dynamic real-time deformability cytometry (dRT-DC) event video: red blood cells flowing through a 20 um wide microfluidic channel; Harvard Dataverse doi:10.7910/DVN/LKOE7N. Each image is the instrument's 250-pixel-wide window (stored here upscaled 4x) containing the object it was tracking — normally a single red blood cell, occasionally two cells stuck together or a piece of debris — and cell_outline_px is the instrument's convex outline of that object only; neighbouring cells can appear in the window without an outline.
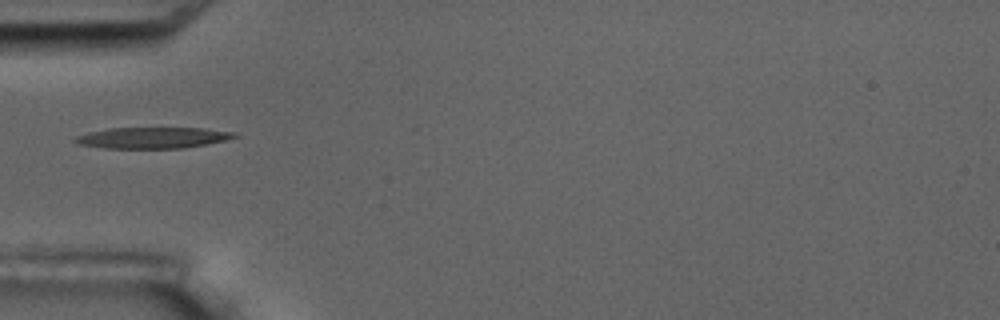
{"species": "common noctule bat (a hibernating species)", "species_latin": "Nyctalus noctula", "temperature_condition": "room temperature", "stored_images_in_passage": 3, "camera_frame_rate_fps": 3000, "um_per_image_px": 0.085, "animal": {"sex": "male", "body_mass_g": 17.5, "forearm_length_mm": 52.3}, "frame": {"image": 1, "passage_image": 1, "time_ms": 0.0, "image_size_px": [1000, 320], "cell_outline_px": [[240, 136], [224, 140], [204, 144], [180, 148], [104, 148], [80, 144], [72, 140], [76, 136], [88, 132], [108, 128], [204, 128], [236, 132]], "centroid_in_image_um": [12.96, 11.7], "position_along_channel_um": 72.0, "area_um2": 19.48}}